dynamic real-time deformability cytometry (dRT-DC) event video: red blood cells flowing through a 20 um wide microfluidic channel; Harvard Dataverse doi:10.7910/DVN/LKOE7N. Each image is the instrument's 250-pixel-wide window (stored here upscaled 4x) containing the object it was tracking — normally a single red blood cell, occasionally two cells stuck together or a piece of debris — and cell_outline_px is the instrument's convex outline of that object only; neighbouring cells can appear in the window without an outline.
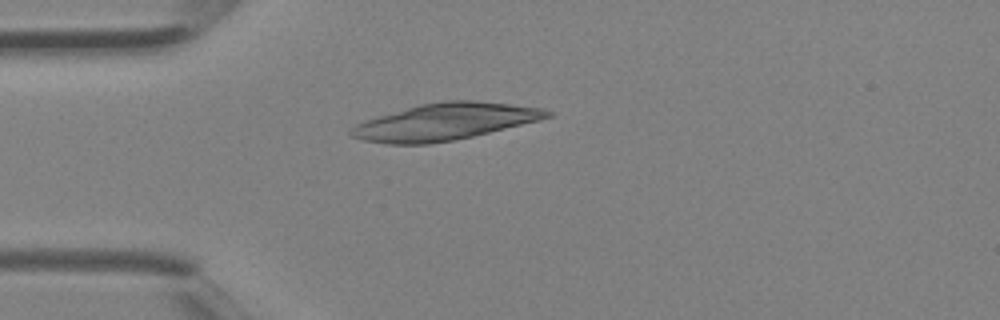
{"species": "Egyptian fruit bat (a non-hibernating species)", "species_latin": "Rousettus aegyptiacus", "temperature_condition": "room temperature", "stored_images_in_passage": 1, "camera_frame_rate_fps": 3000, "um_per_image_px": 0.085, "animal": {"sex": "female"}, "frame": {"image": 1, "passage_image": 1, "time_ms": 0.0, "image_size_px": [1000, 320], "cell_outline_px": [[552, 116], [540, 120], [472, 136], [452, 140], [428, 144], [384, 144], [364, 140], [348, 136], [348, 132], [356, 124], [380, 116], [420, 104], [444, 100], [476, 100], [512, 104], [544, 108], [552, 112]], "centroid_in_image_um": [37.83, 10.34], "position_along_channel_um": 47.2, "area_um2": 41.73}}